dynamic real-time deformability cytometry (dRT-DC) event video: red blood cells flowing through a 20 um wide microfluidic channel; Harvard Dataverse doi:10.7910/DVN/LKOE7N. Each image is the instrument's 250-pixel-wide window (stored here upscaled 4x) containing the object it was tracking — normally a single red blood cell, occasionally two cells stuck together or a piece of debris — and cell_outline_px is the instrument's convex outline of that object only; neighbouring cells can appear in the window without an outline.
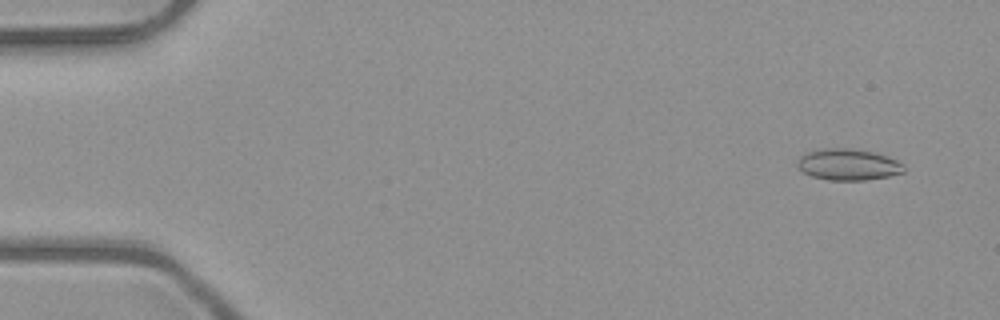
{"species": "common noctule bat (a hibernating species)", "species_latin": "Nyctalus noctula", "temperature_condition": "room temperature", "stored_images_in_passage": 13, "camera_frame_rate_fps": 3000, "um_per_image_px": 0.085, "animal": {"sex": "male", "body_mass_g": 23.1, "forearm_length_mm": 52.7}, "frame": {"image": 1, "passage_image": 3, "time_ms": 0.667, "image_size_px": [1000, 320], "cell_outline_px": [[904, 172], [888, 176], [864, 180], [828, 180], [812, 176], [804, 172], [796, 164], [796, 160], [804, 152], [824, 148], [844, 148], [872, 152], [888, 156], [904, 164]], "centroid_in_image_um": [72.06, 13.98], "position_along_channel_um": 12.9, "area_um2": 19.42}}